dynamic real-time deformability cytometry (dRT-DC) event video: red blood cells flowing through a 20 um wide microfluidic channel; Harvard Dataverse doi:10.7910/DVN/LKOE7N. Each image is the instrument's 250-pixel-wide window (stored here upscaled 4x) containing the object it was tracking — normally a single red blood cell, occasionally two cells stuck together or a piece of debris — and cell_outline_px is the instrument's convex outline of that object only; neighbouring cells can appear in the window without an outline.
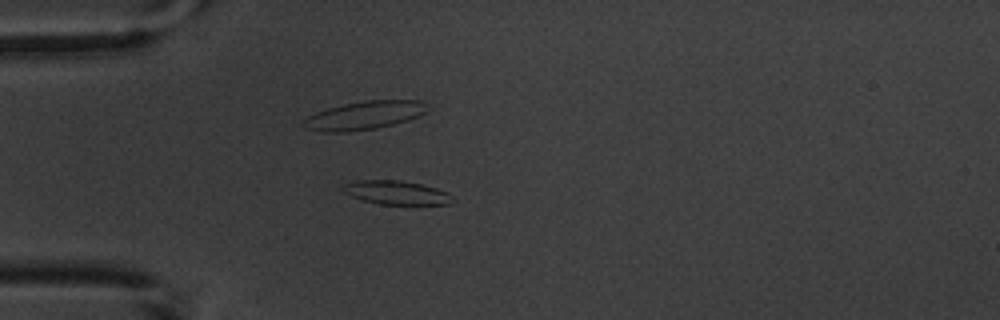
{"species": "common noctule bat (a hibernating species)", "species_latin": "Nyctalus noctula", "temperature_condition": "warm", "stored_images_in_passage": 4, "camera_frame_rate_fps": 3000, "um_per_image_px": 0.085, "animal": {"sex": "male", "body_mass_g": 20.1, "forearm_length_mm": 53.5}, "frame": {"image": 1, "passage_image": 4, "time_ms": 3.667, "image_size_px": [1000, 320], "cell_outline_px": [[456, 200], [448, 204], [380, 204], [364, 200], [352, 196], [344, 192], [340, 188], [340, 184], [356, 180], [400, 180], [420, 184], [436, 188], [448, 192]], "centroid_in_image_um": [33.67, 16.36], "position_along_channel_um": 51.3, "area_um2": 15.26}}